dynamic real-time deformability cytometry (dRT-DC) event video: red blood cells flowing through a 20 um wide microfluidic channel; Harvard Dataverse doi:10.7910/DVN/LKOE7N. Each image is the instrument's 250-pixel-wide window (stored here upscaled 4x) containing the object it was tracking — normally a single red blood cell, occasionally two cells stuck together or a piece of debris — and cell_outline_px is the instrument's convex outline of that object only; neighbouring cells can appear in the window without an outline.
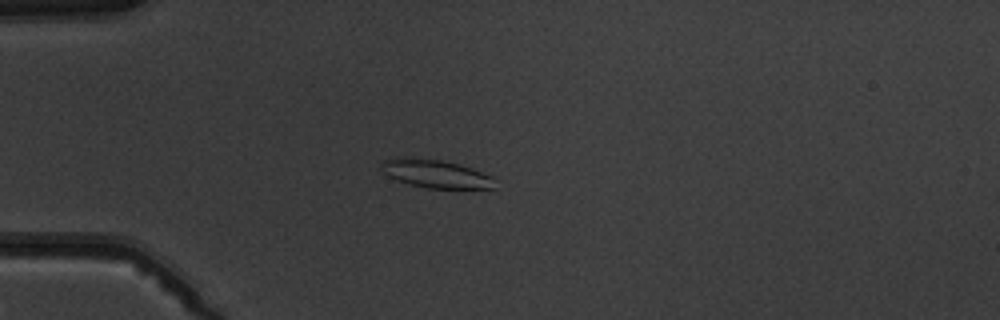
{"species": "common noctule bat (a hibernating species)", "species_latin": "Nyctalus noctula", "temperature_condition": "warm", "stored_images_in_passage": 3, "camera_frame_rate_fps": 3000, "um_per_image_px": 0.085, "animal": {"sex": "male", "body_mass_g": 19.5, "forearm_length_mm": 54.6}, "frame": {"image": 1, "passage_image": 2, "time_ms": 1.333, "image_size_px": [1000, 320], "cell_outline_px": [[496, 188], [428, 188], [408, 184], [396, 180], [388, 176], [380, 168], [380, 164], [384, 160], [404, 156], [444, 160], [472, 168], [492, 176]], "centroid_in_image_um": [37.0, 14.75], "position_along_channel_um": 48.0, "area_um2": 18.79}}